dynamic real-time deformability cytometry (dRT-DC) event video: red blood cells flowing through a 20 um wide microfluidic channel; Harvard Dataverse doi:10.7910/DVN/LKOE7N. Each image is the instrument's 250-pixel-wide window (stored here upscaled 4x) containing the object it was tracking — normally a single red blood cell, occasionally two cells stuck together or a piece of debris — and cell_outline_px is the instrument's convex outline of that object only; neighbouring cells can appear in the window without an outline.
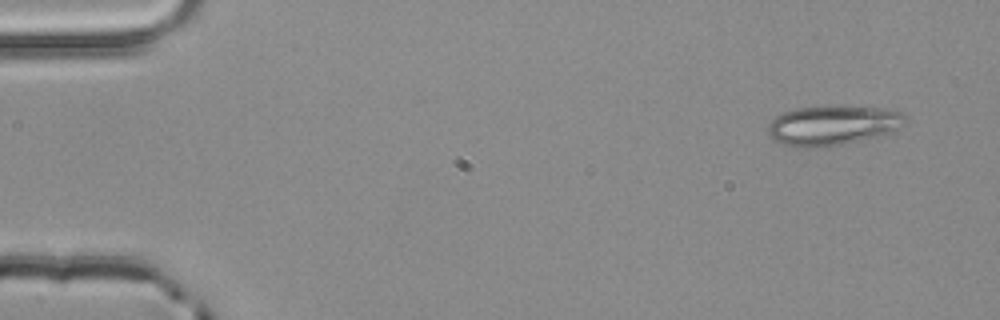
{"species": "common noctule bat (a hibernating species)", "species_latin": "Nyctalus noctula", "temperature_condition": "room temperature", "stored_images_in_passage": 3, "camera_frame_rate_fps": 3000, "um_per_image_px": 0.085, "animal": {"sex": "male", "body_mass_g": 20.4}, "frame": {"image": 1, "passage_image": 1, "time_ms": 0.0, "image_size_px": [1000, 320], "cell_outline_px": [[908, 120], [904, 124], [884, 136], [820, 148], [796, 148], [780, 144], [768, 132], [768, 124], [776, 116], [784, 112], [800, 108], [832, 104], [888, 108], [900, 112], [908, 116]], "centroid_in_image_um": [70.83, 10.64], "position_along_channel_um": 14.2, "area_um2": 32.71}}